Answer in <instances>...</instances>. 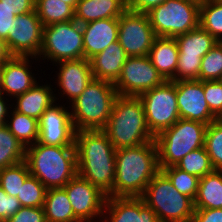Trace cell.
<instances>
[{
	"label": "cell",
	"instance_id": "1",
	"mask_svg": "<svg viewBox=\"0 0 222 222\" xmlns=\"http://www.w3.org/2000/svg\"><path fill=\"white\" fill-rule=\"evenodd\" d=\"M77 171L107 197L113 196L116 149L102 130L75 133Z\"/></svg>",
	"mask_w": 222,
	"mask_h": 222
},
{
	"label": "cell",
	"instance_id": "2",
	"mask_svg": "<svg viewBox=\"0 0 222 222\" xmlns=\"http://www.w3.org/2000/svg\"><path fill=\"white\" fill-rule=\"evenodd\" d=\"M113 197H141L160 171L155 140L116 149Z\"/></svg>",
	"mask_w": 222,
	"mask_h": 222
},
{
	"label": "cell",
	"instance_id": "3",
	"mask_svg": "<svg viewBox=\"0 0 222 222\" xmlns=\"http://www.w3.org/2000/svg\"><path fill=\"white\" fill-rule=\"evenodd\" d=\"M25 162L30 174L47 189L64 187L78 174L76 146H49L36 142L26 147Z\"/></svg>",
	"mask_w": 222,
	"mask_h": 222
},
{
	"label": "cell",
	"instance_id": "4",
	"mask_svg": "<svg viewBox=\"0 0 222 222\" xmlns=\"http://www.w3.org/2000/svg\"><path fill=\"white\" fill-rule=\"evenodd\" d=\"M102 131L115 149L139 146L154 140L139 97L118 95Z\"/></svg>",
	"mask_w": 222,
	"mask_h": 222
},
{
	"label": "cell",
	"instance_id": "5",
	"mask_svg": "<svg viewBox=\"0 0 222 222\" xmlns=\"http://www.w3.org/2000/svg\"><path fill=\"white\" fill-rule=\"evenodd\" d=\"M117 96L113 83L93 78L80 96L71 102L75 130H102Z\"/></svg>",
	"mask_w": 222,
	"mask_h": 222
},
{
	"label": "cell",
	"instance_id": "6",
	"mask_svg": "<svg viewBox=\"0 0 222 222\" xmlns=\"http://www.w3.org/2000/svg\"><path fill=\"white\" fill-rule=\"evenodd\" d=\"M207 124L180 118L154 137L160 170L175 166L189 152L204 147Z\"/></svg>",
	"mask_w": 222,
	"mask_h": 222
},
{
	"label": "cell",
	"instance_id": "7",
	"mask_svg": "<svg viewBox=\"0 0 222 222\" xmlns=\"http://www.w3.org/2000/svg\"><path fill=\"white\" fill-rule=\"evenodd\" d=\"M141 198L156 213L159 222H190L195 211L194 200L181 194L161 170Z\"/></svg>",
	"mask_w": 222,
	"mask_h": 222
},
{
	"label": "cell",
	"instance_id": "8",
	"mask_svg": "<svg viewBox=\"0 0 222 222\" xmlns=\"http://www.w3.org/2000/svg\"><path fill=\"white\" fill-rule=\"evenodd\" d=\"M147 15L156 37L175 38L199 27L200 5L189 0H165Z\"/></svg>",
	"mask_w": 222,
	"mask_h": 222
},
{
	"label": "cell",
	"instance_id": "9",
	"mask_svg": "<svg viewBox=\"0 0 222 222\" xmlns=\"http://www.w3.org/2000/svg\"><path fill=\"white\" fill-rule=\"evenodd\" d=\"M38 57L54 63L84 58L82 25L72 20L43 27Z\"/></svg>",
	"mask_w": 222,
	"mask_h": 222
},
{
	"label": "cell",
	"instance_id": "10",
	"mask_svg": "<svg viewBox=\"0 0 222 222\" xmlns=\"http://www.w3.org/2000/svg\"><path fill=\"white\" fill-rule=\"evenodd\" d=\"M138 97L144 108L148 128L154 136L170 128L180 119L176 81H165Z\"/></svg>",
	"mask_w": 222,
	"mask_h": 222
},
{
	"label": "cell",
	"instance_id": "11",
	"mask_svg": "<svg viewBox=\"0 0 222 222\" xmlns=\"http://www.w3.org/2000/svg\"><path fill=\"white\" fill-rule=\"evenodd\" d=\"M175 39L179 56L176 74L171 81L199 80L202 58L218 41L200 26Z\"/></svg>",
	"mask_w": 222,
	"mask_h": 222
},
{
	"label": "cell",
	"instance_id": "12",
	"mask_svg": "<svg viewBox=\"0 0 222 222\" xmlns=\"http://www.w3.org/2000/svg\"><path fill=\"white\" fill-rule=\"evenodd\" d=\"M165 81L147 55L128 57L114 86L118 95L138 97Z\"/></svg>",
	"mask_w": 222,
	"mask_h": 222
},
{
	"label": "cell",
	"instance_id": "13",
	"mask_svg": "<svg viewBox=\"0 0 222 222\" xmlns=\"http://www.w3.org/2000/svg\"><path fill=\"white\" fill-rule=\"evenodd\" d=\"M155 38L147 13L126 10L119 17L118 41L129 57L147 56Z\"/></svg>",
	"mask_w": 222,
	"mask_h": 222
},
{
	"label": "cell",
	"instance_id": "14",
	"mask_svg": "<svg viewBox=\"0 0 222 222\" xmlns=\"http://www.w3.org/2000/svg\"><path fill=\"white\" fill-rule=\"evenodd\" d=\"M43 24L36 10L14 18L5 40L11 56L38 58L42 46Z\"/></svg>",
	"mask_w": 222,
	"mask_h": 222
},
{
	"label": "cell",
	"instance_id": "15",
	"mask_svg": "<svg viewBox=\"0 0 222 222\" xmlns=\"http://www.w3.org/2000/svg\"><path fill=\"white\" fill-rule=\"evenodd\" d=\"M68 195L75 216L81 222L103 218L107 196L78 174L63 187Z\"/></svg>",
	"mask_w": 222,
	"mask_h": 222
},
{
	"label": "cell",
	"instance_id": "16",
	"mask_svg": "<svg viewBox=\"0 0 222 222\" xmlns=\"http://www.w3.org/2000/svg\"><path fill=\"white\" fill-rule=\"evenodd\" d=\"M38 143L49 146H75V133L71 112L55 103L46 109L38 121Z\"/></svg>",
	"mask_w": 222,
	"mask_h": 222
},
{
	"label": "cell",
	"instance_id": "17",
	"mask_svg": "<svg viewBox=\"0 0 222 222\" xmlns=\"http://www.w3.org/2000/svg\"><path fill=\"white\" fill-rule=\"evenodd\" d=\"M176 96L180 118L199 121L207 125L218 119L208 107L203 81H176Z\"/></svg>",
	"mask_w": 222,
	"mask_h": 222
},
{
	"label": "cell",
	"instance_id": "18",
	"mask_svg": "<svg viewBox=\"0 0 222 222\" xmlns=\"http://www.w3.org/2000/svg\"><path fill=\"white\" fill-rule=\"evenodd\" d=\"M103 212L109 215L103 214L102 222H159L156 213L141 197L108 196Z\"/></svg>",
	"mask_w": 222,
	"mask_h": 222
},
{
	"label": "cell",
	"instance_id": "19",
	"mask_svg": "<svg viewBox=\"0 0 222 222\" xmlns=\"http://www.w3.org/2000/svg\"><path fill=\"white\" fill-rule=\"evenodd\" d=\"M60 66L58 75V86L63 94L68 96L69 102H73L84 91L93 80L90 61L85 58L76 60H64L57 62Z\"/></svg>",
	"mask_w": 222,
	"mask_h": 222
},
{
	"label": "cell",
	"instance_id": "20",
	"mask_svg": "<svg viewBox=\"0 0 222 222\" xmlns=\"http://www.w3.org/2000/svg\"><path fill=\"white\" fill-rule=\"evenodd\" d=\"M119 18H108L82 24L84 58L90 59L111 43L118 41Z\"/></svg>",
	"mask_w": 222,
	"mask_h": 222
},
{
	"label": "cell",
	"instance_id": "21",
	"mask_svg": "<svg viewBox=\"0 0 222 222\" xmlns=\"http://www.w3.org/2000/svg\"><path fill=\"white\" fill-rule=\"evenodd\" d=\"M29 58L11 56L4 62L1 81V93H6L7 96H19L28 91L37 81L29 70Z\"/></svg>",
	"mask_w": 222,
	"mask_h": 222
},
{
	"label": "cell",
	"instance_id": "22",
	"mask_svg": "<svg viewBox=\"0 0 222 222\" xmlns=\"http://www.w3.org/2000/svg\"><path fill=\"white\" fill-rule=\"evenodd\" d=\"M128 57L119 41L111 43L102 52L89 59L93 78L114 84L118 80Z\"/></svg>",
	"mask_w": 222,
	"mask_h": 222
},
{
	"label": "cell",
	"instance_id": "23",
	"mask_svg": "<svg viewBox=\"0 0 222 222\" xmlns=\"http://www.w3.org/2000/svg\"><path fill=\"white\" fill-rule=\"evenodd\" d=\"M126 10V0H78L75 21L82 25L95 20L119 18Z\"/></svg>",
	"mask_w": 222,
	"mask_h": 222
},
{
	"label": "cell",
	"instance_id": "24",
	"mask_svg": "<svg viewBox=\"0 0 222 222\" xmlns=\"http://www.w3.org/2000/svg\"><path fill=\"white\" fill-rule=\"evenodd\" d=\"M153 66L166 81L176 74L179 48L175 38L156 37L148 54Z\"/></svg>",
	"mask_w": 222,
	"mask_h": 222
},
{
	"label": "cell",
	"instance_id": "25",
	"mask_svg": "<svg viewBox=\"0 0 222 222\" xmlns=\"http://www.w3.org/2000/svg\"><path fill=\"white\" fill-rule=\"evenodd\" d=\"M51 88L48 84L40 86L36 82L28 91L15 97L14 110L39 121L46 109L56 102Z\"/></svg>",
	"mask_w": 222,
	"mask_h": 222
},
{
	"label": "cell",
	"instance_id": "26",
	"mask_svg": "<svg viewBox=\"0 0 222 222\" xmlns=\"http://www.w3.org/2000/svg\"><path fill=\"white\" fill-rule=\"evenodd\" d=\"M43 208L47 222H81L75 216L63 187L47 190Z\"/></svg>",
	"mask_w": 222,
	"mask_h": 222
},
{
	"label": "cell",
	"instance_id": "27",
	"mask_svg": "<svg viewBox=\"0 0 222 222\" xmlns=\"http://www.w3.org/2000/svg\"><path fill=\"white\" fill-rule=\"evenodd\" d=\"M195 209L222 208V171L213 172L200 178L198 193L194 200Z\"/></svg>",
	"mask_w": 222,
	"mask_h": 222
},
{
	"label": "cell",
	"instance_id": "28",
	"mask_svg": "<svg viewBox=\"0 0 222 222\" xmlns=\"http://www.w3.org/2000/svg\"><path fill=\"white\" fill-rule=\"evenodd\" d=\"M35 10L44 27L75 20V9L61 0H35Z\"/></svg>",
	"mask_w": 222,
	"mask_h": 222
},
{
	"label": "cell",
	"instance_id": "29",
	"mask_svg": "<svg viewBox=\"0 0 222 222\" xmlns=\"http://www.w3.org/2000/svg\"><path fill=\"white\" fill-rule=\"evenodd\" d=\"M11 111V115H8L9 118L11 116V120H6L5 123V126L10 132L24 145L25 148L38 142V120L25 114H21L14 109Z\"/></svg>",
	"mask_w": 222,
	"mask_h": 222
},
{
	"label": "cell",
	"instance_id": "30",
	"mask_svg": "<svg viewBox=\"0 0 222 222\" xmlns=\"http://www.w3.org/2000/svg\"><path fill=\"white\" fill-rule=\"evenodd\" d=\"M26 148L5 126H0V170L25 161Z\"/></svg>",
	"mask_w": 222,
	"mask_h": 222
},
{
	"label": "cell",
	"instance_id": "31",
	"mask_svg": "<svg viewBox=\"0 0 222 222\" xmlns=\"http://www.w3.org/2000/svg\"><path fill=\"white\" fill-rule=\"evenodd\" d=\"M199 26L218 42H222V3L209 0L200 5Z\"/></svg>",
	"mask_w": 222,
	"mask_h": 222
},
{
	"label": "cell",
	"instance_id": "32",
	"mask_svg": "<svg viewBox=\"0 0 222 222\" xmlns=\"http://www.w3.org/2000/svg\"><path fill=\"white\" fill-rule=\"evenodd\" d=\"M175 166L198 178L215 170L205 147L189 152Z\"/></svg>",
	"mask_w": 222,
	"mask_h": 222
},
{
	"label": "cell",
	"instance_id": "33",
	"mask_svg": "<svg viewBox=\"0 0 222 222\" xmlns=\"http://www.w3.org/2000/svg\"><path fill=\"white\" fill-rule=\"evenodd\" d=\"M47 190L38 178L30 174L21 185L16 198L22 207H43Z\"/></svg>",
	"mask_w": 222,
	"mask_h": 222
},
{
	"label": "cell",
	"instance_id": "34",
	"mask_svg": "<svg viewBox=\"0 0 222 222\" xmlns=\"http://www.w3.org/2000/svg\"><path fill=\"white\" fill-rule=\"evenodd\" d=\"M30 175L28 165L25 161L0 170V186L8 194L17 197L21 185Z\"/></svg>",
	"mask_w": 222,
	"mask_h": 222
},
{
	"label": "cell",
	"instance_id": "35",
	"mask_svg": "<svg viewBox=\"0 0 222 222\" xmlns=\"http://www.w3.org/2000/svg\"><path fill=\"white\" fill-rule=\"evenodd\" d=\"M204 147L215 170L222 171V121H212L206 127Z\"/></svg>",
	"mask_w": 222,
	"mask_h": 222
},
{
	"label": "cell",
	"instance_id": "36",
	"mask_svg": "<svg viewBox=\"0 0 222 222\" xmlns=\"http://www.w3.org/2000/svg\"><path fill=\"white\" fill-rule=\"evenodd\" d=\"M161 171L169 178L174 187L183 195L195 200L200 178L191 175L176 166L162 168Z\"/></svg>",
	"mask_w": 222,
	"mask_h": 222
},
{
	"label": "cell",
	"instance_id": "37",
	"mask_svg": "<svg viewBox=\"0 0 222 222\" xmlns=\"http://www.w3.org/2000/svg\"><path fill=\"white\" fill-rule=\"evenodd\" d=\"M222 76V42H218L202 58L199 71L200 81L219 80Z\"/></svg>",
	"mask_w": 222,
	"mask_h": 222
},
{
	"label": "cell",
	"instance_id": "38",
	"mask_svg": "<svg viewBox=\"0 0 222 222\" xmlns=\"http://www.w3.org/2000/svg\"><path fill=\"white\" fill-rule=\"evenodd\" d=\"M203 89L209 109L219 118L222 115V82L203 81Z\"/></svg>",
	"mask_w": 222,
	"mask_h": 222
},
{
	"label": "cell",
	"instance_id": "39",
	"mask_svg": "<svg viewBox=\"0 0 222 222\" xmlns=\"http://www.w3.org/2000/svg\"><path fill=\"white\" fill-rule=\"evenodd\" d=\"M6 222H47L43 207H21Z\"/></svg>",
	"mask_w": 222,
	"mask_h": 222
},
{
	"label": "cell",
	"instance_id": "40",
	"mask_svg": "<svg viewBox=\"0 0 222 222\" xmlns=\"http://www.w3.org/2000/svg\"><path fill=\"white\" fill-rule=\"evenodd\" d=\"M21 207L19 200L8 195L0 186V222H6Z\"/></svg>",
	"mask_w": 222,
	"mask_h": 222
},
{
	"label": "cell",
	"instance_id": "41",
	"mask_svg": "<svg viewBox=\"0 0 222 222\" xmlns=\"http://www.w3.org/2000/svg\"><path fill=\"white\" fill-rule=\"evenodd\" d=\"M16 14L7 6L2 5L0 2V39L5 41L8 33H11V26L14 22Z\"/></svg>",
	"mask_w": 222,
	"mask_h": 222
},
{
	"label": "cell",
	"instance_id": "42",
	"mask_svg": "<svg viewBox=\"0 0 222 222\" xmlns=\"http://www.w3.org/2000/svg\"><path fill=\"white\" fill-rule=\"evenodd\" d=\"M190 222H222V208L195 209Z\"/></svg>",
	"mask_w": 222,
	"mask_h": 222
},
{
	"label": "cell",
	"instance_id": "43",
	"mask_svg": "<svg viewBox=\"0 0 222 222\" xmlns=\"http://www.w3.org/2000/svg\"><path fill=\"white\" fill-rule=\"evenodd\" d=\"M0 2L13 10L16 16L35 10V0H0Z\"/></svg>",
	"mask_w": 222,
	"mask_h": 222
},
{
	"label": "cell",
	"instance_id": "44",
	"mask_svg": "<svg viewBox=\"0 0 222 222\" xmlns=\"http://www.w3.org/2000/svg\"><path fill=\"white\" fill-rule=\"evenodd\" d=\"M164 1L165 0H126V9L133 12L147 13Z\"/></svg>",
	"mask_w": 222,
	"mask_h": 222
},
{
	"label": "cell",
	"instance_id": "45",
	"mask_svg": "<svg viewBox=\"0 0 222 222\" xmlns=\"http://www.w3.org/2000/svg\"><path fill=\"white\" fill-rule=\"evenodd\" d=\"M5 94L0 92V126L5 125L6 120L9 119L7 118L9 115V110L10 108H8L7 106H9L8 104H6L5 98L3 97Z\"/></svg>",
	"mask_w": 222,
	"mask_h": 222
},
{
	"label": "cell",
	"instance_id": "46",
	"mask_svg": "<svg viewBox=\"0 0 222 222\" xmlns=\"http://www.w3.org/2000/svg\"><path fill=\"white\" fill-rule=\"evenodd\" d=\"M11 57L9 53L5 41L0 39V64L4 63L7 59Z\"/></svg>",
	"mask_w": 222,
	"mask_h": 222
},
{
	"label": "cell",
	"instance_id": "47",
	"mask_svg": "<svg viewBox=\"0 0 222 222\" xmlns=\"http://www.w3.org/2000/svg\"><path fill=\"white\" fill-rule=\"evenodd\" d=\"M61 1L71 5L74 9H75L76 4L78 2V0H61Z\"/></svg>",
	"mask_w": 222,
	"mask_h": 222
},
{
	"label": "cell",
	"instance_id": "48",
	"mask_svg": "<svg viewBox=\"0 0 222 222\" xmlns=\"http://www.w3.org/2000/svg\"><path fill=\"white\" fill-rule=\"evenodd\" d=\"M189 1H192L198 5H202V4H205L209 0H189Z\"/></svg>",
	"mask_w": 222,
	"mask_h": 222
},
{
	"label": "cell",
	"instance_id": "49",
	"mask_svg": "<svg viewBox=\"0 0 222 222\" xmlns=\"http://www.w3.org/2000/svg\"><path fill=\"white\" fill-rule=\"evenodd\" d=\"M3 68H4V63L0 64V90H1V81H2Z\"/></svg>",
	"mask_w": 222,
	"mask_h": 222
}]
</instances>
